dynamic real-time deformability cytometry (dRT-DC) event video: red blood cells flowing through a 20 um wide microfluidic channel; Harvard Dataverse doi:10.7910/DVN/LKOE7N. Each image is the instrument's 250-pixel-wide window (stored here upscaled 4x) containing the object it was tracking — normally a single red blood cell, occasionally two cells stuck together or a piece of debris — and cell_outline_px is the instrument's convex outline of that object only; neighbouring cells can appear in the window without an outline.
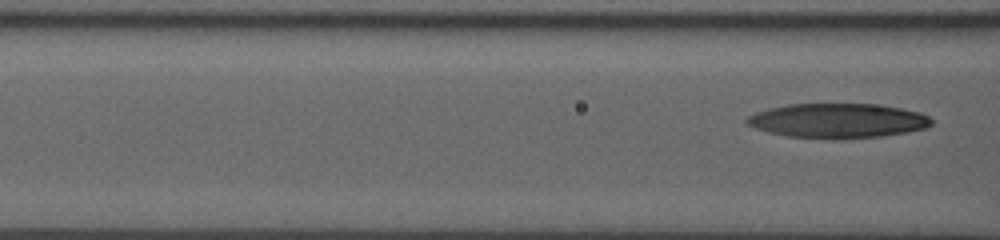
{"species": "human", "species_latin": "Homo sapiens", "temperature_condition": "room temperature", "stored_images_in_passage": 8, "segment_of_instrument_passage": [2, 2], "camera_frame_rate_fps": 3000, "um_per_image_px": 0.085, "donor": {"sex": "male"}, "frame": {"image": 1, "passage_image": 8, "time_ms": 7.667, "image_size_px": [1000, 240], "cell_outline_px": [[932, 124], [924, 128], [904, 132], [880, 136], [788, 136], [768, 132], [756, 128], [748, 124], [744, 120], [748, 116], [756, 112], [768, 108], [788, 104], [872, 104], [900, 108], [920, 112], [928, 116], [932, 120]], "centroid_in_image_um": [71.18, 10.21], "position_along_channel_um": 95.4, "area_um2": 35.84}}